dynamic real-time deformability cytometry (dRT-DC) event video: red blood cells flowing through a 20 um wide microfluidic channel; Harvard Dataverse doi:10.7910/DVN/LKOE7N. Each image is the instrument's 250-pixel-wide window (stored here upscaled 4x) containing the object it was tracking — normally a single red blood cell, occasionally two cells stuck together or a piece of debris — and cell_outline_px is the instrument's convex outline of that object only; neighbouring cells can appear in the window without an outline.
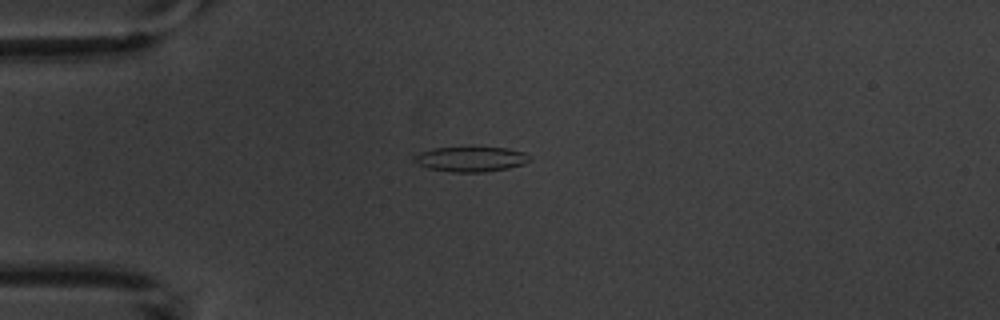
{"species": "common noctule bat (a hibernating species)", "species_latin": "Nyctalus noctula", "temperature_condition": "warm", "stored_images_in_passage": 2, "camera_frame_rate_fps": 3000, "um_per_image_px": 0.085, "animal": {"sex": "male", "body_mass_g": 20.1, "forearm_length_mm": 53.5}, "frame": {"image": 1, "passage_image": 2, "time_ms": 1.333, "image_size_px": [1000, 320], "cell_outline_px": [[532, 160], [524, 164], [508, 168], [484, 172], [452, 172], [428, 168], [412, 160], [412, 156], [420, 152], [432, 148], [508, 148], [524, 152], [532, 156]], "centroid_in_image_um": [40.05, 13.53], "position_along_channel_um": 45.0, "area_um2": 16.82}}